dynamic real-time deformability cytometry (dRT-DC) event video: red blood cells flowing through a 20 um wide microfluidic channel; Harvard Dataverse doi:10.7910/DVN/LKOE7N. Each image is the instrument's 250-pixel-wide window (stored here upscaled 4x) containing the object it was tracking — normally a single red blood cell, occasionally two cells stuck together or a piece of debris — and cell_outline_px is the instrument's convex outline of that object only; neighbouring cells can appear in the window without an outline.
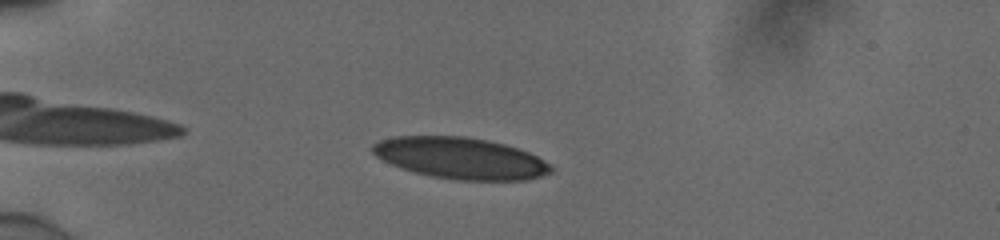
{"species": "human", "species_latin": "Homo sapiens", "temperature_condition": "cold", "stored_images_in_passage": 44, "camera_frame_rate_fps": 3000, "um_per_image_px": 0.085, "donor": {"sex": "male"}, "frame": {"image": 1, "passage_image": 5, "time_ms": 1.333, "image_size_px": [1000, 240], "cell_outline_px": [[552, 172], [528, 180], [456, 180], [432, 176], [400, 168], [376, 156], [372, 152], [372, 144], [380, 140], [396, 136], [464, 136], [488, 140], [504, 144], [528, 152], [536, 156], [548, 164], [552, 168]], "centroid_in_image_um": [39.13, 13.44], "position_along_channel_um": 45.9, "area_um2": 42.77}}
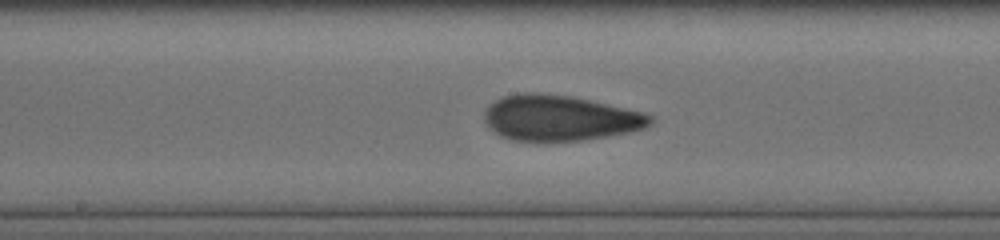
{"frame": {"image": 2, "passage_image": 20, "time_ms": 6.333, "image_size_px": [1000, 240], "cell_outline_px": [[652, 124], [644, 128], [628, 132], [608, 136], [580, 140], [512, 140], [500, 136], [488, 128], [484, 120], [484, 112], [488, 104], [504, 96], [520, 92], [540, 92], [572, 96], [644, 112], [652, 116]], "centroid_in_image_um": [47.55, 10.01], "position_along_channel_um": 200.7, "area_um2": 44.1}}
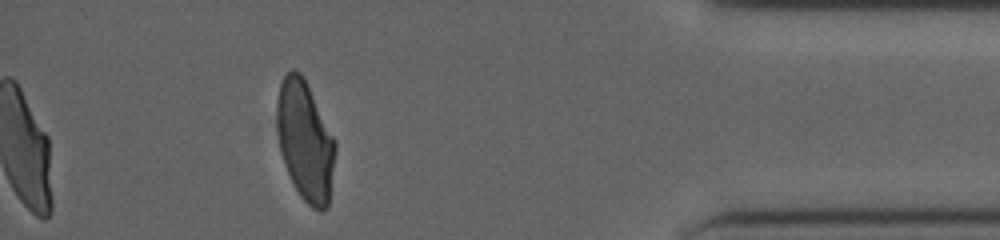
{"frame": {"image": 3, "passage_image": 39, "time_ms": 12.667, "image_size_px": [1000, 240], "cell_outline_px": [[336, 152], [328, 208], [320, 212], [312, 208], [300, 196], [284, 164], [280, 152], [276, 120], [276, 100], [280, 84], [284, 76], [292, 68], [300, 72], [304, 76], [336, 140]], "centroid_in_image_um": [25.95, 11.95], "position_along_channel_um": 409.3, "area_um2": 41.21}, "authors_computed_cell_mechanics": {"area_um2": 42.8009, "velocity_mm_per_s": 3.8821, "shape_relaxation_time_tau1_ms": 6.8812, "shape_relaxation_time_tau2_ms": 1.1448, "deformation_change_tau1": 0.1945, "deformation_change_tau2": 0.0686}}